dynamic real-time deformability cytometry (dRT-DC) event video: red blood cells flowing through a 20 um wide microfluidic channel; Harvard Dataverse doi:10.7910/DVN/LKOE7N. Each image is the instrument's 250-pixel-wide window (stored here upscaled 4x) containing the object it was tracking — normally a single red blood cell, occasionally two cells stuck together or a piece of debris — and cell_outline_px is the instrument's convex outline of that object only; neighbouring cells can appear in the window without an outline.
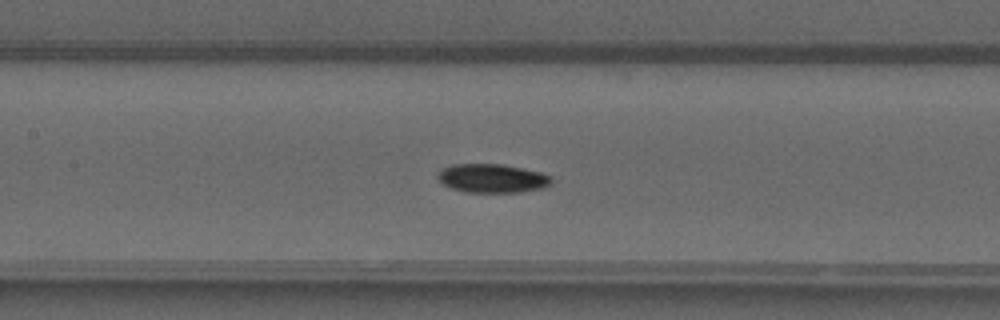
{"species": "common noctule bat (a hibernating species)", "species_latin": "Nyctalus noctula", "temperature_condition": "warm", "stored_images_in_passage": 49, "camera_frame_rate_fps": 3000, "um_per_image_px": 0.085, "animal": {"sex": "male", "forearm_length_mm": 52.5}, "frame": {"image": 1, "passage_image": 23, "time_ms": 7.333, "image_size_px": [1000, 320], "cell_outline_px": [[552, 184], [544, 188], [520, 192], [464, 192], [452, 188], [444, 184], [436, 176], [436, 172], [440, 168], [452, 164], [500, 164], [540, 172], [552, 176]], "centroid_in_image_um": [41.82, 15.15], "position_along_channel_um": 165.6, "area_um2": 19.19}}
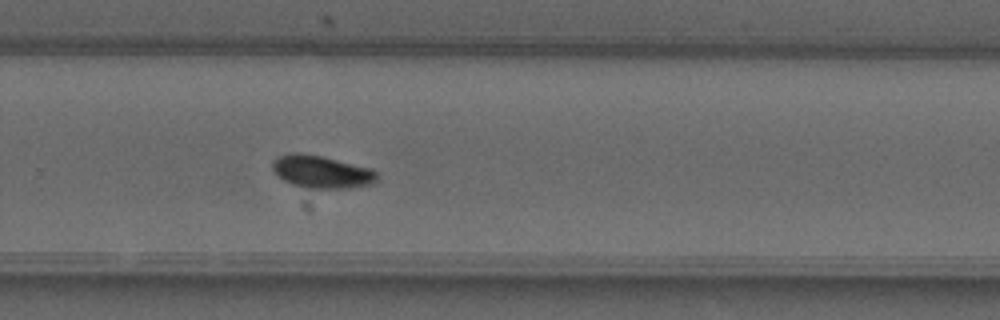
{"frame": {"image": 2, "passage_image": 33, "time_ms": 10.667, "image_size_px": [1000, 320], "cell_outline_px": [[376, 180], [372, 184], [352, 188], [304, 188], [292, 184], [284, 180], [272, 168], [272, 164], [280, 156], [292, 152], [300, 152], [320, 156], [372, 168], [376, 172]], "centroid_in_image_um": [27.36, 14.61], "position_along_channel_um": 302.4, "area_um2": 19.65}}
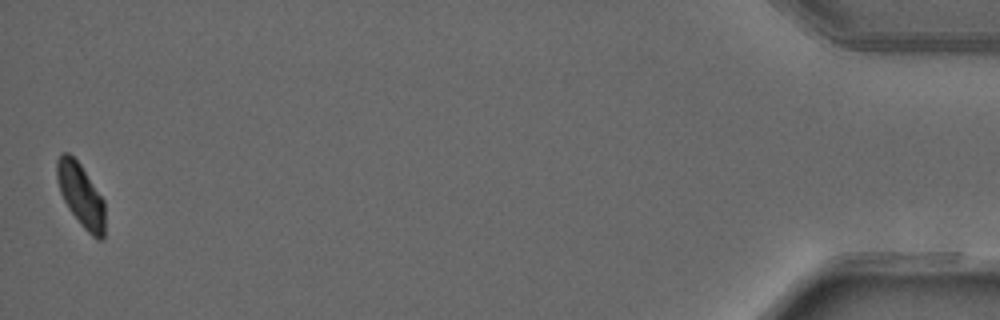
{"frame": {"image": 3, "passage_image": 49, "time_ms": 16.0, "image_size_px": [1000, 320], "cell_outline_px": [[104, 240], [96, 240], [80, 224], [68, 208], [60, 192], [56, 176], [56, 160], [64, 152], [68, 152], [80, 164], [104, 200]], "centroid_in_image_um": [6.87, 16.61], "position_along_channel_um": 428.3, "area_um2": 17.63}, "authors_computed_cell_mechanics": {"area_um2": 18.3804, "velocity_mm_per_s": 4.1204, "shape_relaxation_time_tau1_ms": 6.1686, "shape_relaxation_time_tau2_ms": 4.694, "deformation_change_tau1": 0.1464, "deformation_change_tau2": 0.0572}}